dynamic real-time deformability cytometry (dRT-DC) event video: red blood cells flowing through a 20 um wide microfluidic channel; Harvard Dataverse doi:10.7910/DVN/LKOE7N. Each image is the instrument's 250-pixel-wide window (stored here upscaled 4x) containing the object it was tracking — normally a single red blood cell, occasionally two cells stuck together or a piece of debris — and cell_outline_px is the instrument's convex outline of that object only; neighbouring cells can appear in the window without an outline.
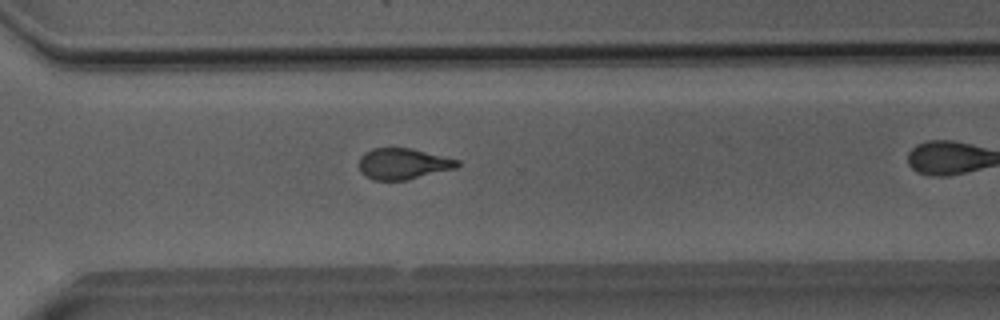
{"species": "Egyptian fruit bat (a non-hibernating species)", "species_latin": "Rousettus aegyptiacus", "temperature_condition": "room temperature", "stored_images_in_passage": 30, "camera_frame_rate_fps": 3000, "um_per_image_px": 0.085, "animal": {"sex": "male"}, "frame": {"image": 1, "passage_image": 26, "time_ms": 8.333, "image_size_px": [1000, 320], "cell_outline_px": [[460, 164], [456, 168], [404, 180], [372, 180], [364, 176], [360, 172], [360, 156], [364, 152], [372, 148], [412, 148], [460, 160]], "centroid_in_image_um": [34.24, 13.91], "position_along_channel_um": 336.4, "area_um2": 17.8}}